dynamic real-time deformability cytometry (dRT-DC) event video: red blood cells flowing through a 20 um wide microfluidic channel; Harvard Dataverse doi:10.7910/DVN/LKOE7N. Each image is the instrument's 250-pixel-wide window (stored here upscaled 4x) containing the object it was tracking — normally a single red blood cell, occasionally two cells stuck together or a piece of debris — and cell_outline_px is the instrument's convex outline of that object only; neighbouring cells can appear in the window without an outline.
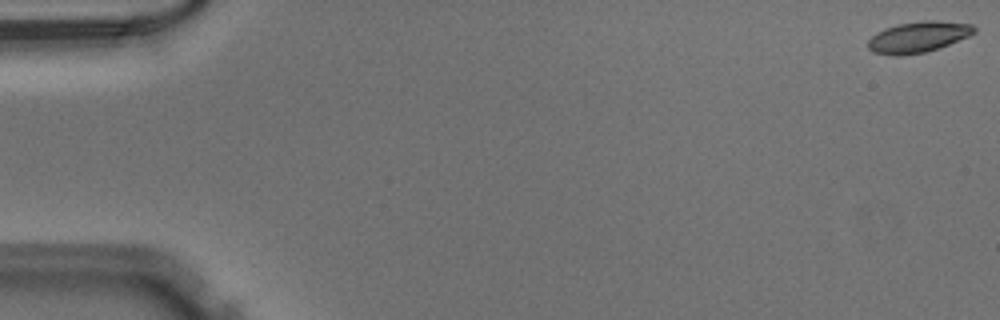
{"species": "Egyptian fruit bat (a non-hibernating species)", "species_latin": "Rousettus aegyptiacus", "temperature_condition": "warm", "stored_images_in_passage": 51, "camera_frame_rate_fps": 3000, "um_per_image_px": 0.085, "animal": {"sex": "male"}, "frame": {"image": 1, "passage_image": 1, "time_ms": 0.0, "image_size_px": [1000, 320], "cell_outline_px": [[976, 32], [968, 36], [948, 44], [924, 52], [900, 56], [892, 56], [872, 52], [868, 48], [868, 40], [876, 32], [884, 28], [900, 24], [924, 20], [936, 20], [972, 24], [976, 28]], "centroid_in_image_um": [78.02, 3.14], "position_along_channel_um": 7.0, "area_um2": 19.07}}
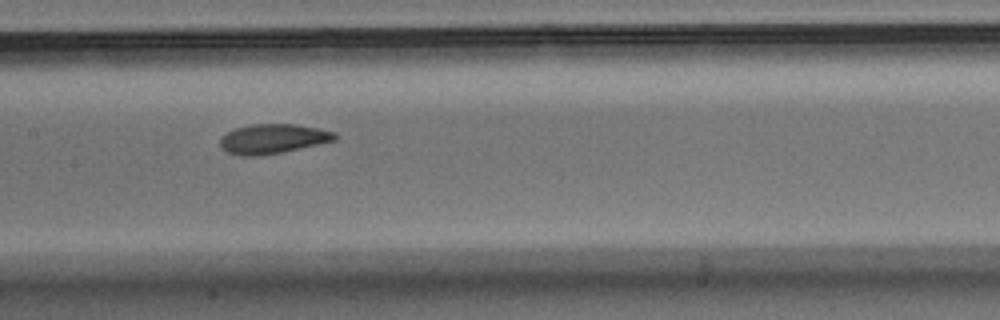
{"frame": {"image": 2, "passage_image": 26, "time_ms": 8.333, "image_size_px": [1000, 320], "cell_outline_px": [[336, 140], [280, 152], [256, 156], [240, 156], [228, 152], [220, 144], [220, 136], [236, 128], [252, 124], [296, 124], [320, 128], [336, 132]], "centroid_in_image_um": [23.2, 11.78], "position_along_channel_um": 184.2, "area_um2": 19.59}}
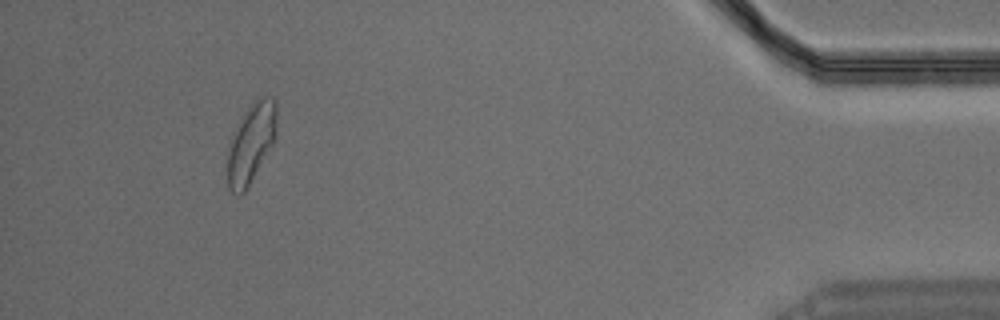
{"frame": {"image": 3, "passage_image": 48, "time_ms": 15.667, "image_size_px": [1000, 320], "cell_outline_px": [[276, 140], [244, 192], [236, 196], [228, 188], [228, 152], [236, 128], [252, 104], [256, 100], [264, 96], [272, 96], [276, 100]], "centroid_in_image_um": [21.38, 12.19], "position_along_channel_um": 413.8, "area_um2": 22.2}}